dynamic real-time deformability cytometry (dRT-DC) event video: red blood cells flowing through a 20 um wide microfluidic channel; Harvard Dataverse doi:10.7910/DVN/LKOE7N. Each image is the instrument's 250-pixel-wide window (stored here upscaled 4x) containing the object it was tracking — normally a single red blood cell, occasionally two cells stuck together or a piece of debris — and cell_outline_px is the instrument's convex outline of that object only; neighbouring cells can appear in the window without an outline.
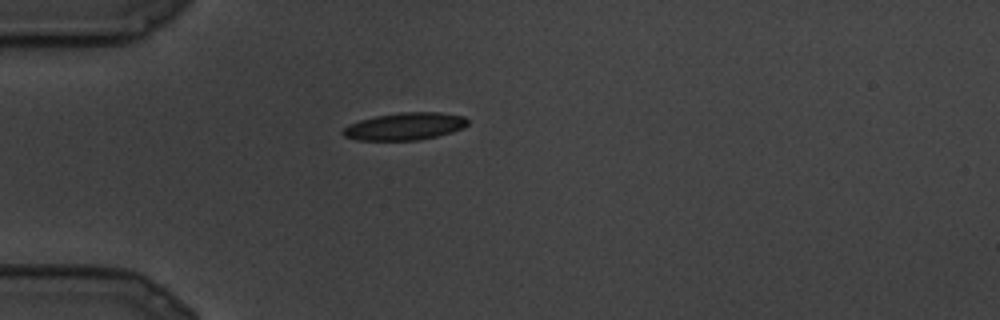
{"species": "common noctule bat (a hibernating species)", "species_latin": "Nyctalus noctula", "temperature_condition": "cold", "stored_images_in_passage": 7, "camera_frame_rate_fps": 3000, "um_per_image_px": 0.085, "animal": {"sex": "male", "body_mass_g": 19.5, "forearm_length_mm": 54.6}, "frame": {"image": 1, "passage_image": 1, "time_ms": 0.0, "image_size_px": [1000, 320], "cell_outline_px": [[468, 124], [464, 128], [452, 132], [420, 140], [356, 140], [344, 136], [340, 132], [348, 124], [360, 120], [376, 116], [400, 112], [440, 112], [464, 116], [468, 120]], "centroid_in_image_um": [34.41, 10.74], "position_along_channel_um": 50.6, "area_um2": 20.0}}
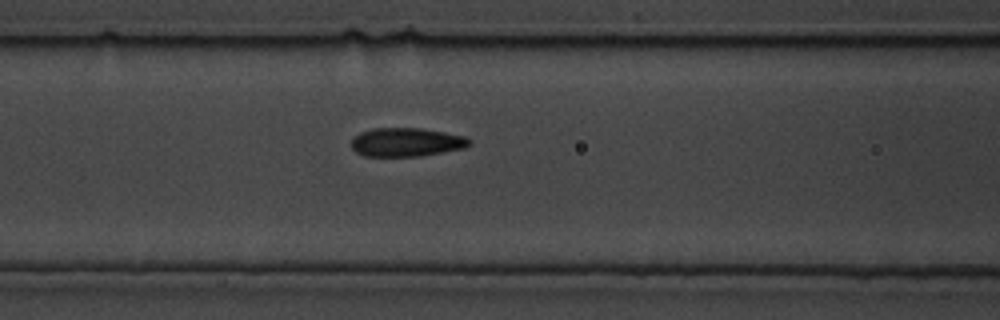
{"frame": {"image": 2, "passage_image": 5, "time_ms": 1.333, "image_size_px": [1000, 320], "cell_outline_px": [[472, 144], [464, 148], [420, 156], [364, 156], [356, 152], [352, 148], [352, 140], [360, 132], [372, 128], [420, 128], [444, 132], [464, 136], [472, 140]], "centroid_in_image_um": [34.56, 12.08], "position_along_channel_um": 132.0, "area_um2": 19.71}}
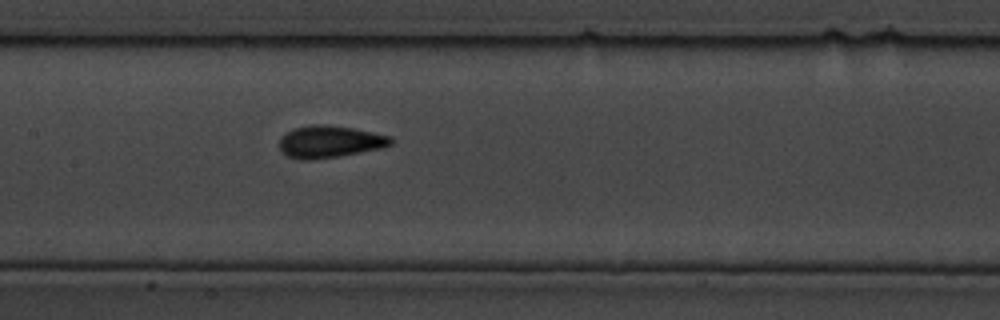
{"frame": {"image": 3, "passage_image": 7, "time_ms": 2.0, "image_size_px": [1000, 320], "cell_outline_px": [[392, 144], [380, 148], [336, 156], [312, 160], [300, 160], [288, 156], [280, 152], [280, 136], [292, 128], [312, 124], [324, 124], [352, 128], [392, 136]], "centroid_in_image_um": [27.97, 12.03], "position_along_channel_um": 179.4, "area_um2": 20.81}}